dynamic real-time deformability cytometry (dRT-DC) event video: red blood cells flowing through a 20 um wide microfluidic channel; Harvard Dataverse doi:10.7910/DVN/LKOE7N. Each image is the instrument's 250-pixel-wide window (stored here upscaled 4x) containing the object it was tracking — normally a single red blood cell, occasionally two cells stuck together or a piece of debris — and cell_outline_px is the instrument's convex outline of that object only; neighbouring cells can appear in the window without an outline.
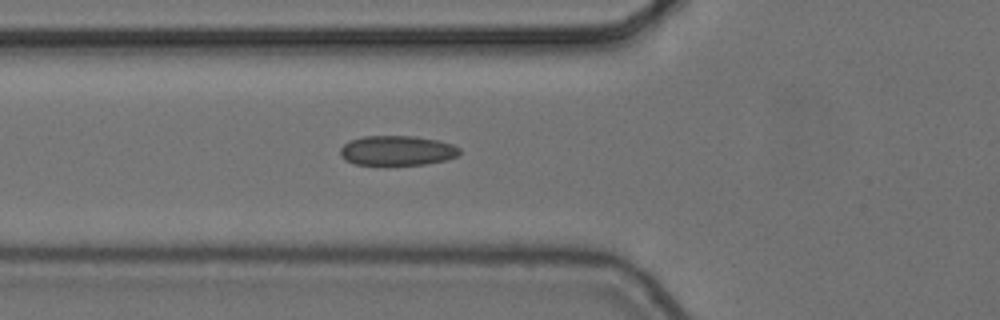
{"species": "common noctule bat (a hibernating species)", "species_latin": "Nyctalus noctula", "temperature_condition": "cold", "stored_images_in_passage": 6, "camera_frame_rate_fps": 3000, "um_per_image_px": 0.085, "animal": {"sex": "female", "body_mass_g": 24.6, "forearm_length_mm": 56.2}, "frame": {"image": 1, "passage_image": 6, "time_ms": 1.667, "image_size_px": [1000, 320], "cell_outline_px": [[460, 152], [456, 156], [444, 160], [424, 164], [356, 164], [344, 160], [340, 156], [340, 148], [344, 144], [352, 140], [364, 136], [416, 136], [436, 140], [452, 144], [460, 148]], "centroid_in_image_um": [33.73, 12.79], "position_along_channel_um": 92.1, "area_um2": 20.46}}